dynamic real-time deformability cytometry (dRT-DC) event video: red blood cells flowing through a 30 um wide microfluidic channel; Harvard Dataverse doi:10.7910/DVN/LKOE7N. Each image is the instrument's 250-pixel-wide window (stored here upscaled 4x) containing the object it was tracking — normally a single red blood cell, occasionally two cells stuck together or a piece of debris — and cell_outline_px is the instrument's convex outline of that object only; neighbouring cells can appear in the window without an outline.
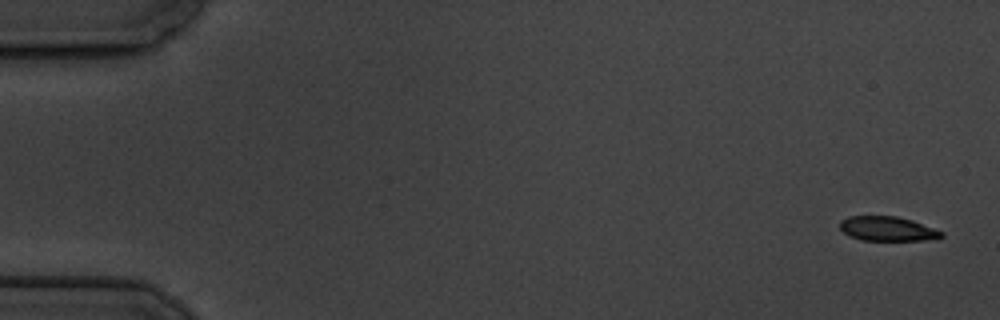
{"species": "common noctule bat (a hibernating species)", "species_latin": "Nyctalus noctula", "temperature_condition": "cold", "stored_images_in_passage": 5, "camera_frame_rate_fps": 3000, "um_per_image_px": 0.085, "animal": {"sex": "male", "body_mass_g": 19.5, "forearm_length_mm": 54.6}, "frame": {"image": 1, "passage_image": 1, "time_ms": 0.0, "image_size_px": [1000, 320], "cell_outline_px": [[944, 236], [936, 240], [860, 240], [844, 232], [840, 228], [840, 220], [848, 216], [896, 216], [912, 220], [944, 232]], "centroid_in_image_um": [75.47, 19.44], "position_along_channel_um": 9.5, "area_um2": 14.51}}
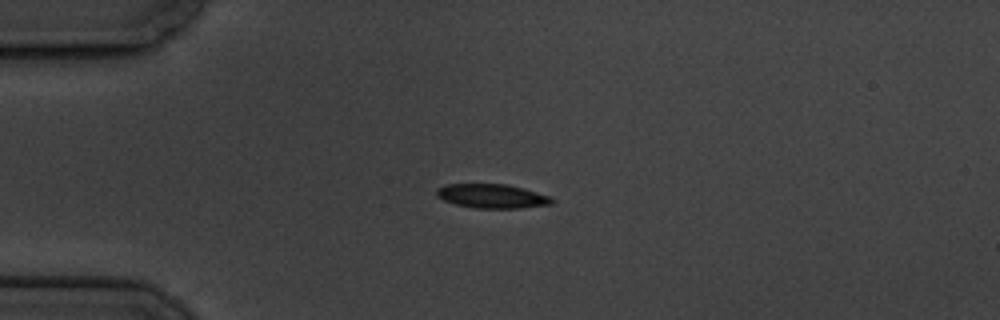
{"frame": {"image": 2, "passage_image": 4, "time_ms": 4.333, "image_size_px": [1000, 320], "cell_outline_px": [[556, 200], [552, 204], [520, 208], [476, 208], [456, 204], [444, 200], [436, 196], [436, 188], [444, 184], [508, 184], [524, 188], [552, 196]], "centroid_in_image_um": [41.86, 16.66], "position_along_channel_um": 43.1, "area_um2": 16.42}}